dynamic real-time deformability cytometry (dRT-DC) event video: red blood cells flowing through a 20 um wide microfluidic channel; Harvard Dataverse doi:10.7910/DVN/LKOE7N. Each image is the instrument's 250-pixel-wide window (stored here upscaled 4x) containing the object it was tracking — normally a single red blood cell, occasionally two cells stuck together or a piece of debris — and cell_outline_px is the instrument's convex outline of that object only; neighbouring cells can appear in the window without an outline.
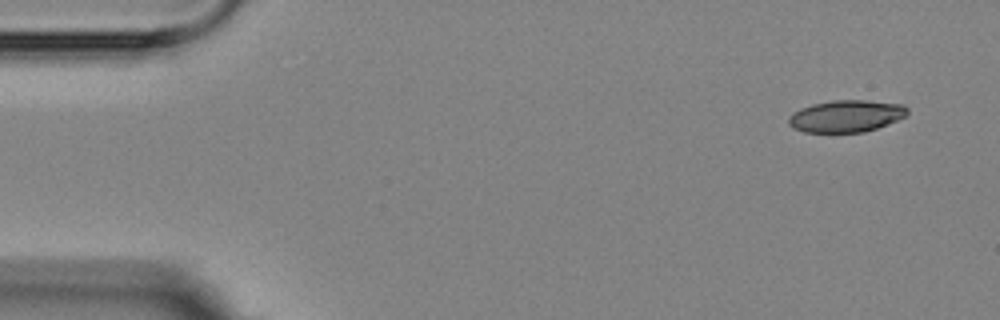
{"species": "Egyptian fruit bat (a non-hibernating species)", "species_latin": "Rousettus aegyptiacus", "temperature_condition": "room temperature", "stored_images_in_passage": 4, "camera_frame_rate_fps": 3000, "um_per_image_px": 0.085, "animal": {"sex": "female"}, "frame": {"image": 1, "passage_image": 1, "time_ms": 0.0, "image_size_px": [1000, 320], "cell_outline_px": [[908, 116], [876, 128], [864, 132], [804, 132], [792, 128], [788, 124], [788, 116], [792, 112], [800, 108], [812, 104], [832, 100], [864, 100], [904, 104], [908, 108]], "centroid_in_image_um": [71.91, 9.86], "position_along_channel_um": 13.1, "area_um2": 22.37}}